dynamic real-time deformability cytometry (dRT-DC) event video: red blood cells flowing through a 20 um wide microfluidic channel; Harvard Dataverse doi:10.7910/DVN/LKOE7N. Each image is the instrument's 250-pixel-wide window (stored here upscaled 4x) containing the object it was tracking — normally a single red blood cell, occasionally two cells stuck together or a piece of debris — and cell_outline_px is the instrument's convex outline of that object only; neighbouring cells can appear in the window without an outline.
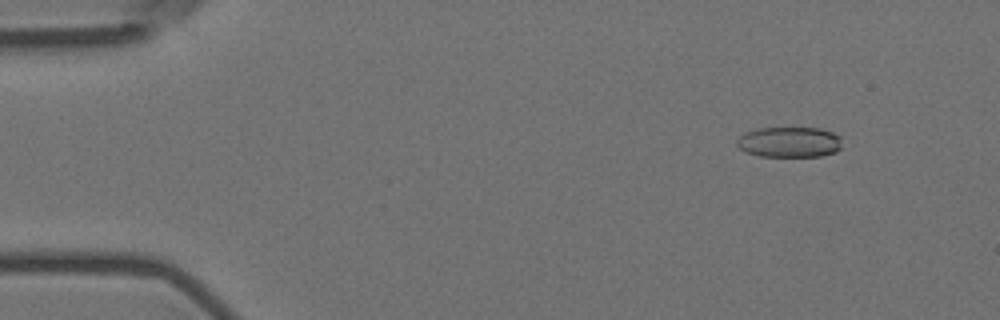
{"species": "Egyptian fruit bat (a non-hibernating species)", "species_latin": "Rousettus aegyptiacus", "temperature_condition": "room temperature", "stored_images_in_passage": 4, "camera_frame_rate_fps": 3000, "um_per_image_px": 0.085, "animal": {"sex": "female"}, "frame": {"image": 1, "passage_image": 2, "time_ms": 0.333, "image_size_px": [1000, 320], "cell_outline_px": [[840, 148], [836, 152], [820, 156], [760, 156], [748, 152], [740, 148], [736, 144], [736, 140], [740, 136], [756, 128], [820, 128], [832, 132], [840, 136]], "centroid_in_image_um": [67.11, 12.07], "position_along_channel_um": 17.9, "area_um2": 18.55}}